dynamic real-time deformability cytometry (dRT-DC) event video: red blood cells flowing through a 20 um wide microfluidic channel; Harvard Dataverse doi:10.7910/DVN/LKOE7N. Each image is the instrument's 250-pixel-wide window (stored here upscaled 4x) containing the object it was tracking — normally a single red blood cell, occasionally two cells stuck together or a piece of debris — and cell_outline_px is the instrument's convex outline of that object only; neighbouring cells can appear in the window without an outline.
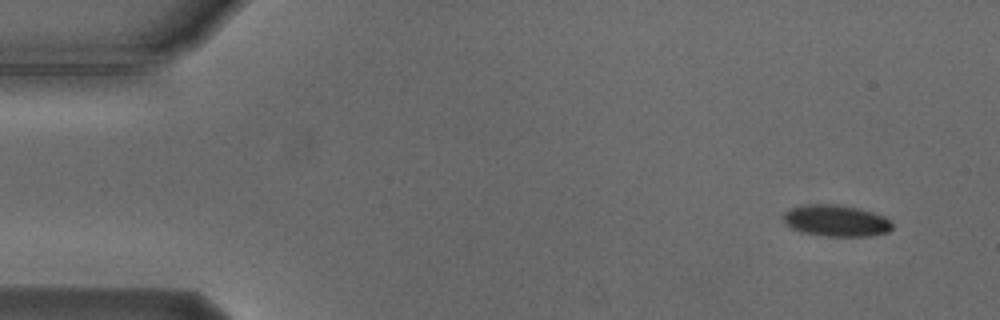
{"species": "Egyptian fruit bat (a non-hibernating species)", "species_latin": "Rousettus aegyptiacus", "temperature_condition": "cold", "stored_images_in_passage": 6, "camera_frame_rate_fps": 3000, "um_per_image_px": 0.085, "animal": {"sex": "male"}, "frame": {"image": 1, "passage_image": 1, "time_ms": 0.0, "image_size_px": [1000, 320], "cell_outline_px": [[892, 228], [888, 232], [868, 236], [828, 236], [804, 232], [792, 228], [784, 220], [784, 212], [800, 204], [836, 204], [856, 208], [872, 212], [884, 216], [892, 224]], "centroid_in_image_um": [71.07, 18.75], "position_along_channel_um": 13.9, "area_um2": 19.71}}
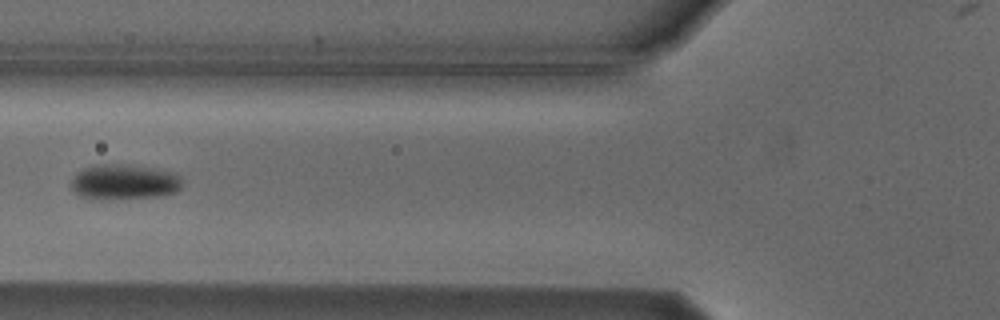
{"frame": {"image": 2, "passage_image": 5, "time_ms": 5.667, "image_size_px": [1000, 320], "cell_outline_px": [[180, 188], [176, 192], [156, 196], [92, 200], [88, 200], [80, 196], [72, 188], [72, 180], [84, 168], [104, 164], [108, 164], [152, 168], [172, 172], [180, 176]], "centroid_in_image_um": [10.53, 15.49], "position_along_channel_um": 115.3, "area_um2": 22.2}}
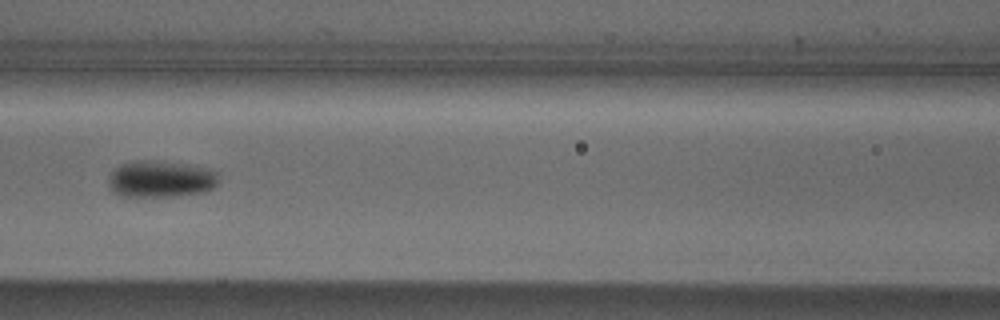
{"frame": {"image": 3, "passage_image": 6, "time_ms": 6.667, "image_size_px": [1000, 320], "cell_outline_px": [[220, 176], [216, 184], [212, 188], [204, 192], [176, 196], [136, 200], [120, 196], [112, 192], [108, 180], [112, 172], [120, 164], [136, 160], [148, 160], [184, 164], [208, 168], [216, 172]], "centroid_in_image_um": [13.61, 15.27], "position_along_channel_um": 153.0, "area_um2": 24.33}}